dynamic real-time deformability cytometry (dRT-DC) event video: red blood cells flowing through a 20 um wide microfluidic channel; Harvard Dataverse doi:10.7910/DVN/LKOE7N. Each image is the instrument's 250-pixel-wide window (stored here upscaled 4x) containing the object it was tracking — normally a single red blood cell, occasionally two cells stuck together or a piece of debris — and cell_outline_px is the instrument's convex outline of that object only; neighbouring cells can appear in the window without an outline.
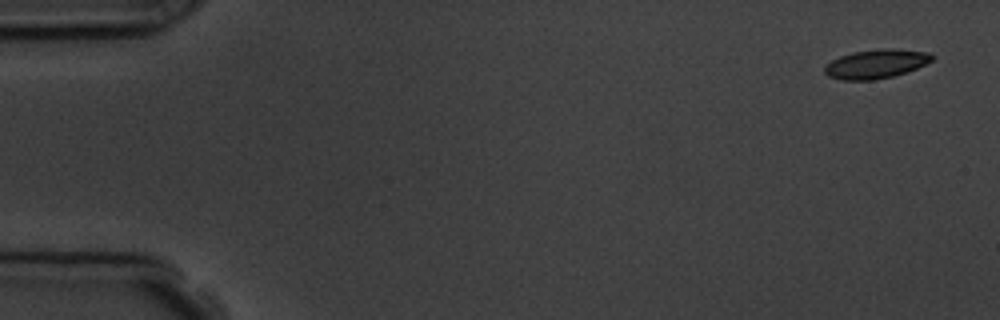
{"species": "common noctule bat (a hibernating species)", "species_latin": "Nyctalus noctula", "temperature_condition": "room temperature", "stored_images_in_passage": 5, "camera_frame_rate_fps": 3000, "um_per_image_px": 0.085, "animal": {"sex": "male", "body_mass_g": 19.5, "forearm_length_mm": 54.6}, "frame": {"image": 1, "passage_image": 1, "time_ms": 0.0, "image_size_px": [1000, 320], "cell_outline_px": [[936, 56], [932, 60], [916, 68], [892, 76], [872, 80], [844, 80], [828, 76], [824, 72], [824, 68], [832, 60], [840, 56], [852, 52], [888, 48], [892, 48], [928, 52]], "centroid_in_image_um": [74.46, 5.42], "position_along_channel_um": 10.5, "area_um2": 17.92}}
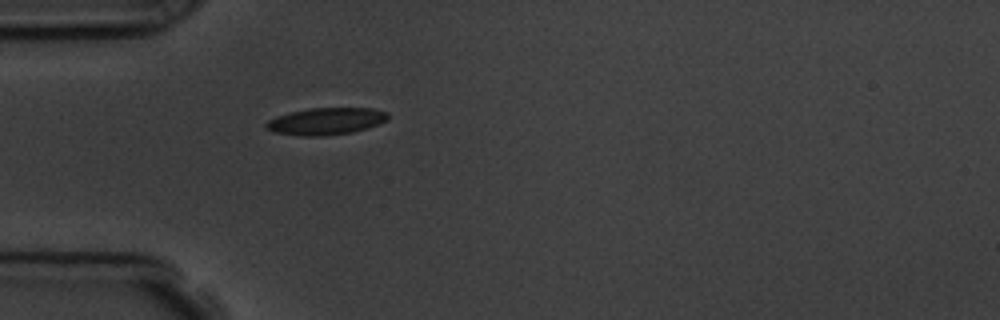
{"frame": {"image": 2, "passage_image": 5, "time_ms": 4.667, "image_size_px": [1000, 320], "cell_outline_px": [[388, 120], [380, 124], [368, 128], [352, 132], [324, 136], [304, 136], [272, 132], [264, 128], [264, 124], [268, 120], [276, 116], [308, 108], [372, 108], [388, 112]], "centroid_in_image_um": [27.71, 10.31], "position_along_channel_um": 57.3, "area_um2": 19.36}}